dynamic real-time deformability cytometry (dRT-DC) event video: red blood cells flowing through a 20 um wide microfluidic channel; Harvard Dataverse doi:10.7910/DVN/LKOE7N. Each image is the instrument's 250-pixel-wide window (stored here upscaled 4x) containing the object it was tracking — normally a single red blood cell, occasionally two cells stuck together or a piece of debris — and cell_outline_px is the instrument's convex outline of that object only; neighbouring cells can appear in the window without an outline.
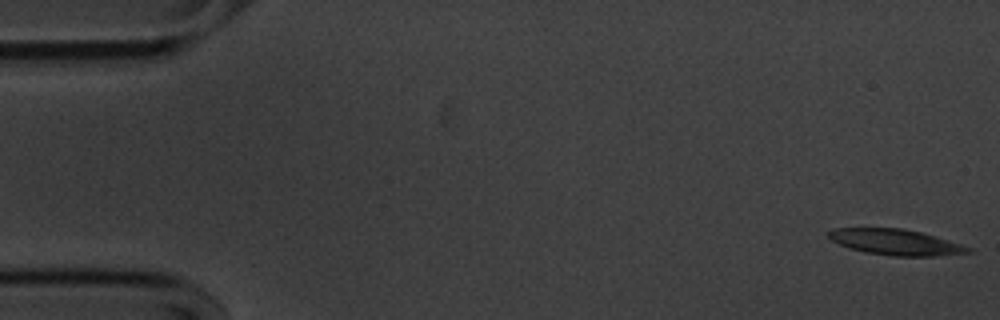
{"species": "common noctule bat (a hibernating species)", "species_latin": "Nyctalus noctula", "temperature_condition": "cold", "stored_images_in_passage": 55, "camera_frame_rate_fps": 3000, "um_per_image_px": 0.085, "animal": {"sex": "male", "body_mass_g": 20.1, "forearm_length_mm": 53.5}, "frame": {"image": 1, "passage_image": 1, "time_ms": 0.0, "image_size_px": [1000, 320], "cell_outline_px": [[972, 252], [936, 256], [892, 256], [864, 252], [848, 248], [832, 240], [828, 236], [828, 232], [832, 228], [900, 228], [920, 232], [960, 244], [972, 248]], "centroid_in_image_um": [76.1, 20.59], "position_along_channel_um": 8.9, "area_um2": 20.81}}
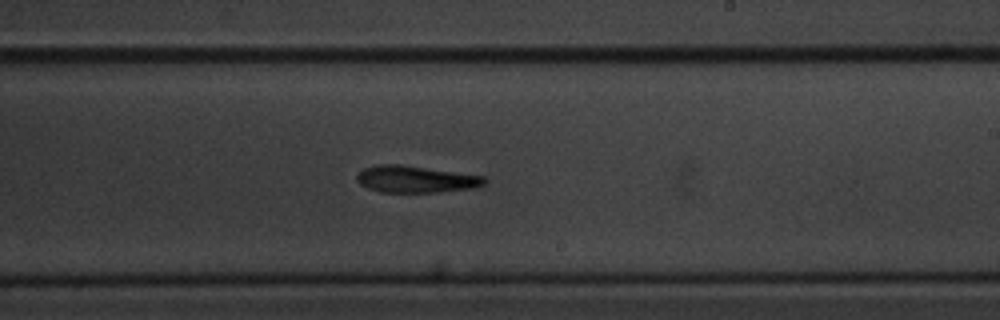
{"frame": {"image": 2, "passage_image": 32, "time_ms": 10.333, "image_size_px": [1000, 320], "cell_outline_px": [[488, 180], [484, 184], [472, 188], [436, 192], [380, 192], [368, 188], [360, 184], [356, 180], [356, 176], [364, 168], [376, 164], [400, 164], [484, 176]], "centroid_in_image_um": [35.31, 15.23], "position_along_channel_um": 253.7, "area_um2": 19.88}}
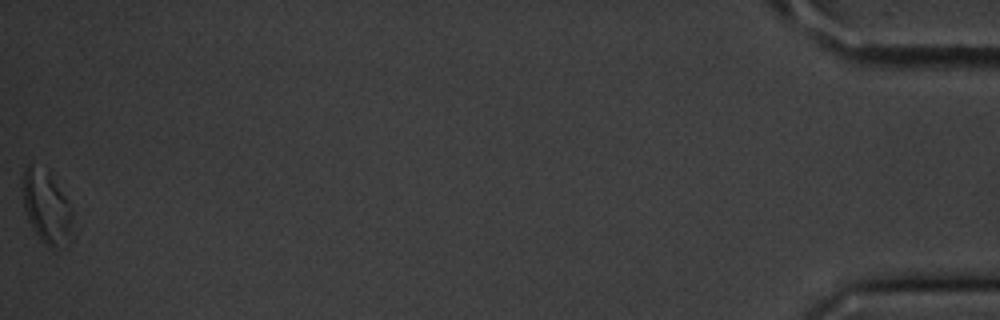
{"frame": {"image": 3, "passage_image": 55, "time_ms": 18.0, "image_size_px": [1000, 320], "cell_outline_px": [[72, 240], [68, 248], [52, 252], [40, 240], [32, 228], [28, 220], [24, 208], [24, 168], [28, 164], [32, 164], [48, 176], [52, 180], [68, 200], [72, 212]], "centroid_in_image_um": [4.01, 17.83], "position_along_channel_um": 431.2, "area_um2": 21.21}, "authors_computed_cell_mechanics": {"area_um2": 21.2126, "velocity_mm_per_s": 3.5848, "shape_relaxation_time_tau1_ms": 4.0796, "shape_relaxation_time_tau2_ms": null, "deformation_change_tau1": 0.1252, "deformation_change_tau2": null}}